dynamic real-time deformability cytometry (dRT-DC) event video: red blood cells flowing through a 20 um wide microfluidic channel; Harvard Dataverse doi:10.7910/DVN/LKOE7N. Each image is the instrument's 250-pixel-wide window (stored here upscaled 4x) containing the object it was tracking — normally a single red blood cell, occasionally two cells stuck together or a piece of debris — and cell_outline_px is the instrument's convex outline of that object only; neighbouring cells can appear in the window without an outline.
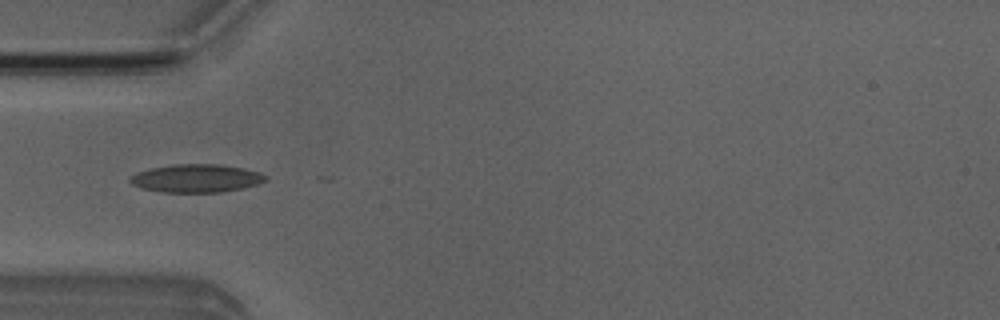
{"species": "Egyptian fruit bat (a non-hibernating species)", "species_latin": "Rousettus aegyptiacus", "temperature_condition": "room temperature", "stored_images_in_passage": 4, "camera_frame_rate_fps": 3000, "um_per_image_px": 0.085, "animal": {"sex": "male"}, "frame": {"image": 1, "passage_image": 4, "time_ms": 4.333, "image_size_px": [1000, 320], "cell_outline_px": [[268, 180], [244, 188], [220, 192], [164, 192], [140, 188], [132, 184], [128, 180], [128, 176], [136, 172], [152, 168], [172, 164], [220, 164], [244, 168], [260, 172], [268, 176]], "centroid_in_image_um": [16.68, 15.15], "position_along_channel_um": 68.3, "area_um2": 22.43}}